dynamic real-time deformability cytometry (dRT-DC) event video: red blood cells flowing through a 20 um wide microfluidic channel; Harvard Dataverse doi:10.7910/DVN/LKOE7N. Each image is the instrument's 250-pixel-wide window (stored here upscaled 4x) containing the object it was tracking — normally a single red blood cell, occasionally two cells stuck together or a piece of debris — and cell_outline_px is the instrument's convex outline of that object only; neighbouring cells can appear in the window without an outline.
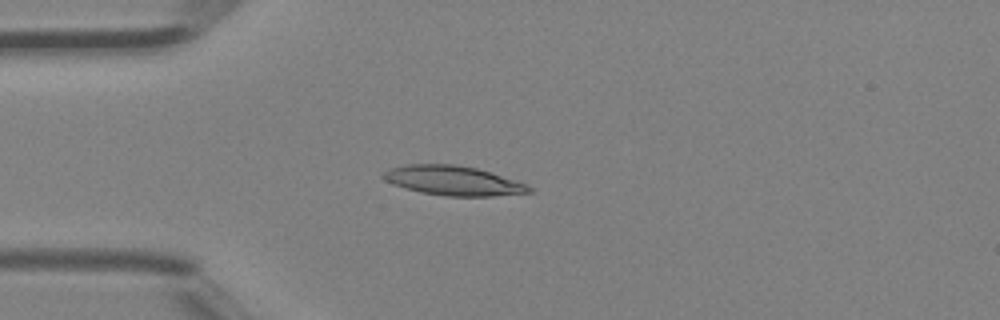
{"species": "Egyptian fruit bat (a non-hibernating species)", "species_latin": "Rousettus aegyptiacus", "temperature_condition": "room temperature", "stored_images_in_passage": 3, "camera_frame_rate_fps": 3000, "um_per_image_px": 0.085, "animal": {"sex": "female"}, "frame": {"image": 1, "passage_image": 3, "time_ms": 0.667, "image_size_px": [1000, 320], "cell_outline_px": [[532, 192], [492, 196], [448, 196], [420, 192], [392, 184], [384, 180], [380, 176], [388, 168], [408, 164], [456, 164], [476, 168], [528, 184], [532, 188]], "centroid_in_image_um": [38.49, 15.35], "position_along_channel_um": 46.5, "area_um2": 25.03}}